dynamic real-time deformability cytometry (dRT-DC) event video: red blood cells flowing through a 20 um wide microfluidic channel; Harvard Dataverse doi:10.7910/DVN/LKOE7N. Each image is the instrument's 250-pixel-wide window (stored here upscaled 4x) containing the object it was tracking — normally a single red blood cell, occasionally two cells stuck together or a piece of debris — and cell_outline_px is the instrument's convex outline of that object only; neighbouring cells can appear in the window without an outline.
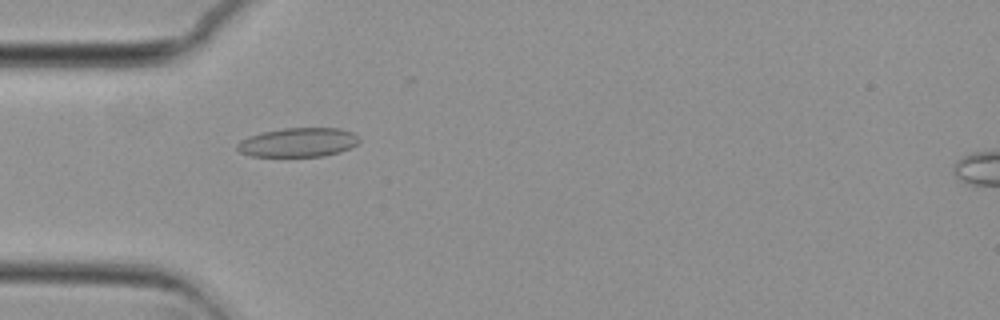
{"species": "common noctule bat (a hibernating species)", "species_latin": "Nyctalus noctula", "temperature_condition": "cold", "stored_images_in_passage": 51, "camera_frame_rate_fps": 3000, "um_per_image_px": 0.085, "animal": {"sex": "female", "body_mass_g": 29.2, "forearm_length_mm": 56.3}, "frame": {"image": 1, "passage_image": 17, "time_ms": 5.333, "image_size_px": [1000, 320], "cell_outline_px": [[360, 140], [356, 144], [340, 152], [324, 156], [252, 156], [240, 152], [236, 148], [236, 144], [240, 140], [248, 136], [260, 132], [284, 128], [340, 128], [352, 132]], "centroid_in_image_um": [25.3, 12.09], "position_along_channel_um": 59.7, "area_um2": 20.69}}
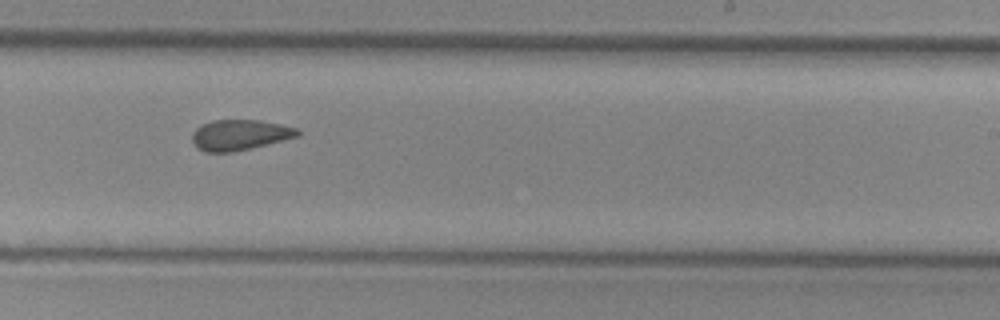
{"frame": {"image": 2, "passage_image": 34, "time_ms": 11.0, "image_size_px": [1000, 320], "cell_outline_px": [[300, 136], [232, 152], [204, 152], [196, 148], [192, 140], [192, 132], [200, 124], [212, 120], [260, 120], [296, 128], [300, 132]], "centroid_in_image_um": [20.32, 11.46], "position_along_channel_um": 268.7, "area_um2": 18.73}}
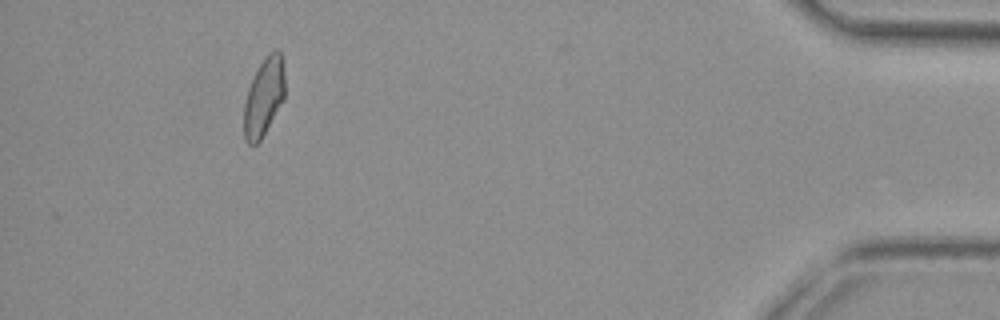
{"frame": {"image": 3, "passage_image": 51, "time_ms": 16.667, "image_size_px": [1000, 320], "cell_outline_px": [[284, 100], [260, 140], [256, 144], [248, 144], [244, 140], [244, 100], [248, 88], [264, 56], [268, 52], [276, 48], [280, 52], [284, 60]], "centroid_in_image_um": [22.44, 8.21], "position_along_channel_um": 412.8, "area_um2": 18.79}, "authors_computed_cell_mechanics": {"area_um2": 19.7676, "velocity_mm_per_s": 3.734, "shape_relaxation_time_tau1_ms": 10.8401, "shape_relaxation_time_tau2_ms": 2.754, "deformation_change_tau1": 0.1383, "deformation_change_tau2": 0.0797}}